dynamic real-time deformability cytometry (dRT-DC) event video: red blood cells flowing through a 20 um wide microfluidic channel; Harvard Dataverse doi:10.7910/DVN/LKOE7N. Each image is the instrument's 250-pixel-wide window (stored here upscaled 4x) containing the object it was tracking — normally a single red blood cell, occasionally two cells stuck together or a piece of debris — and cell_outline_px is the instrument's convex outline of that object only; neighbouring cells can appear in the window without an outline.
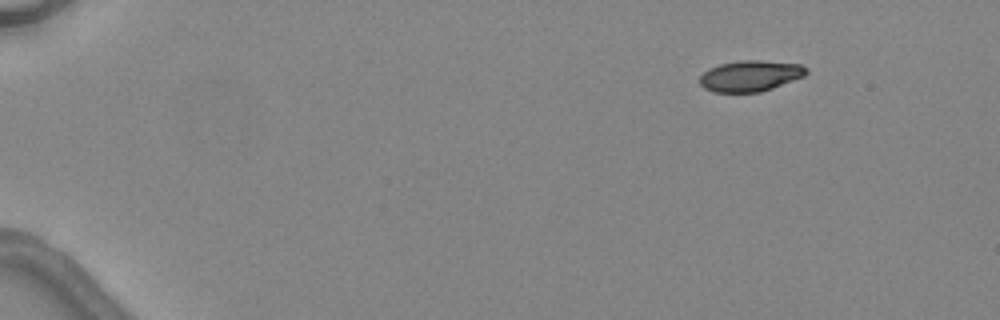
{"species": "common noctule bat (a hibernating species)", "species_latin": "Nyctalus noctula", "temperature_condition": "warm", "stored_images_in_passage": 4, "camera_frame_rate_fps": 3000, "um_per_image_px": 0.085, "animal": {"sex": "female", "body_mass_g": 24.6, "forearm_length_mm": 56.2}, "frame": {"image": 1, "passage_image": 1, "time_ms": 0.0, "image_size_px": [1000, 320], "cell_outline_px": [[808, 72], [804, 76], [772, 88], [760, 92], [712, 92], [704, 88], [700, 84], [700, 76], [708, 68], [720, 64], [740, 60], [760, 60], [800, 64], [808, 68]], "centroid_in_image_um": [63.77, 6.44], "position_along_channel_um": 21.2, "area_um2": 19.25}}
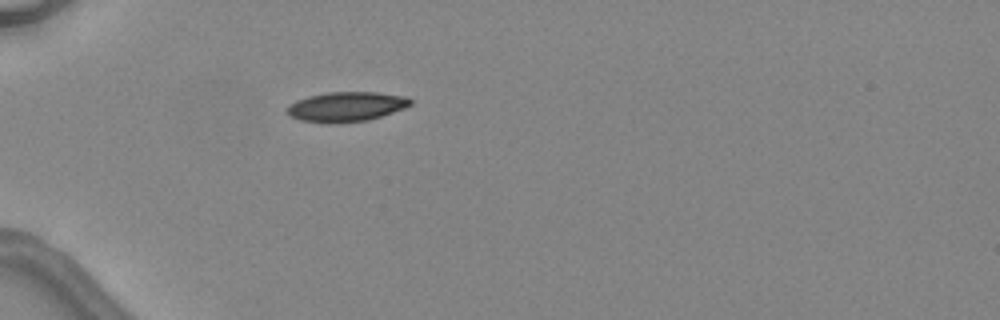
{"frame": {"image": 2, "passage_image": 4, "time_ms": 3.333, "image_size_px": [1000, 320], "cell_outline_px": [[412, 104], [404, 108], [368, 120], [332, 124], [328, 124], [300, 120], [288, 116], [284, 112], [284, 108], [288, 104], [296, 100], [308, 96], [328, 92], [376, 92], [408, 96], [412, 100]], "centroid_in_image_um": [29.37, 9.07], "position_along_channel_um": 55.6, "area_um2": 21.79}}